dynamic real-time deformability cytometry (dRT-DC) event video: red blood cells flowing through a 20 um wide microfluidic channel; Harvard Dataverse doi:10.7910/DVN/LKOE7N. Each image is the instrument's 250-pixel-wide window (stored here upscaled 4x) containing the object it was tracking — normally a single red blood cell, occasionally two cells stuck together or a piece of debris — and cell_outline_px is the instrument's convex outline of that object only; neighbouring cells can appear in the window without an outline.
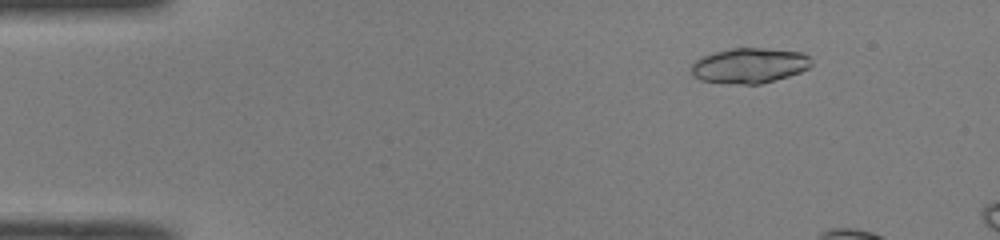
{"species": "common noctule bat (a hibernating species)", "species_latin": "Nyctalus noctula", "temperature_condition": "room temperature", "stored_images_in_passage": 14, "camera_frame_rate_fps": 3000, "um_per_image_px": 0.085, "animal": {"sex": "male", "body_mass_g": 19.0, "forearm_length_mm": 50.8}, "frame": {"image": 1, "passage_image": 7, "time_ms": 2.0, "image_size_px": [1000, 240], "cell_outline_px": [[812, 64], [808, 68], [800, 72], [788, 76], [760, 84], [744, 84], [700, 80], [692, 76], [692, 64], [700, 56], [732, 48], [764, 48], [804, 52], [812, 56]], "centroid_in_image_um": [63.74, 5.56], "position_along_channel_um": 21.3, "area_um2": 24.68}}